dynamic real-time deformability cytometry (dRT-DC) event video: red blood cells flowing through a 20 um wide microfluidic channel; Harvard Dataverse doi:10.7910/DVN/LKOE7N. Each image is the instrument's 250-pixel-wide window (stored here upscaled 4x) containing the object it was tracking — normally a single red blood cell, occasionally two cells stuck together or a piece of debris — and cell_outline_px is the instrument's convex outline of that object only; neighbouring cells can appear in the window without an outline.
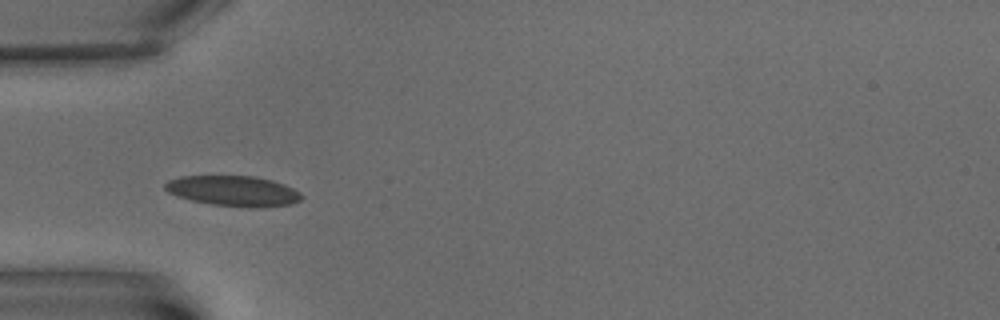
{"species": "common noctule bat (a hibernating species)", "species_latin": "Nyctalus noctula", "temperature_condition": "warm", "stored_images_in_passage": 7, "camera_frame_rate_fps": 3000, "um_per_image_px": 0.085, "animal": {"sex": "male", "body_mass_g": 15.6}, "frame": {"image": 1, "passage_image": 6, "time_ms": 6.0, "image_size_px": [1000, 320], "cell_outline_px": [[304, 196], [300, 200], [292, 204], [264, 208], [248, 208], [212, 204], [192, 200], [176, 196], [168, 192], [164, 188], [164, 184], [168, 180], [180, 176], [256, 176], [272, 180], [284, 184], [300, 192]], "centroid_in_image_um": [19.86, 16.24], "position_along_channel_um": 65.1, "area_um2": 24.45}}
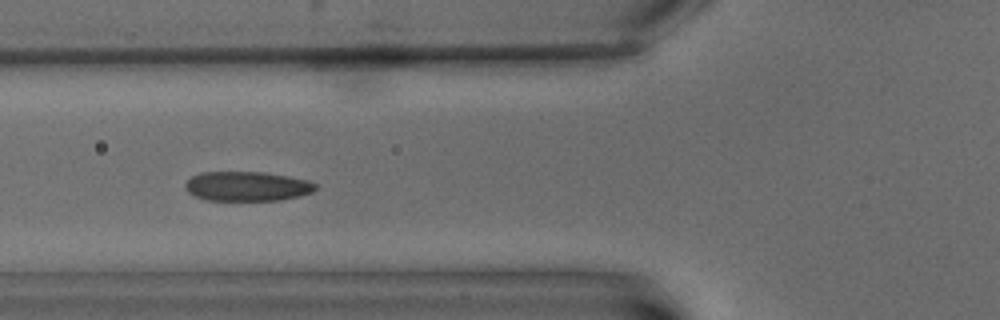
{"frame": {"image": 2, "passage_image": 7, "time_ms": 7.333, "image_size_px": [1000, 320], "cell_outline_px": [[316, 188], [312, 192], [300, 196], [280, 200], [208, 200], [196, 196], [188, 192], [184, 188], [184, 184], [192, 176], [200, 172], [264, 172], [288, 176], [308, 180], [316, 184]], "centroid_in_image_um": [21.0, 15.83], "position_along_channel_um": 104.8, "area_um2": 22.43}}